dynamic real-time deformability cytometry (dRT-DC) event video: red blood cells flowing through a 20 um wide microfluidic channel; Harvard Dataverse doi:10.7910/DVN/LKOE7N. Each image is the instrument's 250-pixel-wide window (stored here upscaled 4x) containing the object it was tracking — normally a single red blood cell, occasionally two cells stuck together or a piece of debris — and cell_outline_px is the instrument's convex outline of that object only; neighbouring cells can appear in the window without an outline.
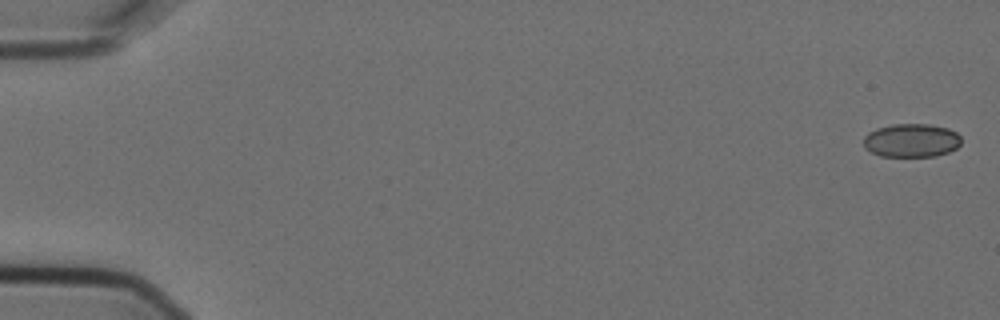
{"species": "Egyptian fruit bat (a non-hibernating species)", "species_latin": "Rousettus aegyptiacus", "temperature_condition": "cold", "stored_images_in_passage": 7, "camera_frame_rate_fps": 3000, "um_per_image_px": 0.085, "animal": {"sex": "female"}, "frame": {"image": 1, "passage_image": 1, "time_ms": 0.0, "image_size_px": [1000, 320], "cell_outline_px": [[960, 144], [956, 148], [948, 152], [936, 156], [880, 156], [864, 148], [864, 136], [868, 132], [876, 128], [892, 124], [928, 124], [948, 128], [956, 132], [960, 136]], "centroid_in_image_um": [77.46, 11.93], "position_along_channel_um": 7.5, "area_um2": 19.13}}
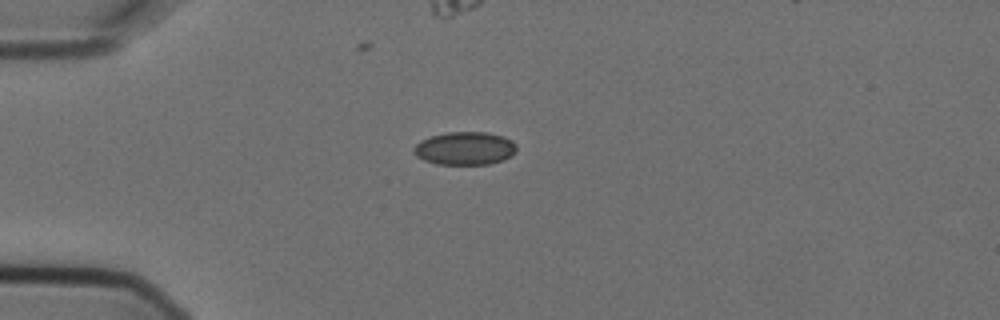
{"frame": {"image": 2, "passage_image": 5, "time_ms": 1.333, "image_size_px": [1000, 320], "cell_outline_px": [[516, 152], [512, 156], [504, 160], [488, 164], [436, 164], [424, 160], [416, 156], [412, 152], [412, 148], [420, 140], [432, 136], [448, 132], [488, 132], [504, 136], [512, 140], [516, 144]], "centroid_in_image_um": [39.53, 12.61], "position_along_channel_um": 45.5, "area_um2": 20.06}}